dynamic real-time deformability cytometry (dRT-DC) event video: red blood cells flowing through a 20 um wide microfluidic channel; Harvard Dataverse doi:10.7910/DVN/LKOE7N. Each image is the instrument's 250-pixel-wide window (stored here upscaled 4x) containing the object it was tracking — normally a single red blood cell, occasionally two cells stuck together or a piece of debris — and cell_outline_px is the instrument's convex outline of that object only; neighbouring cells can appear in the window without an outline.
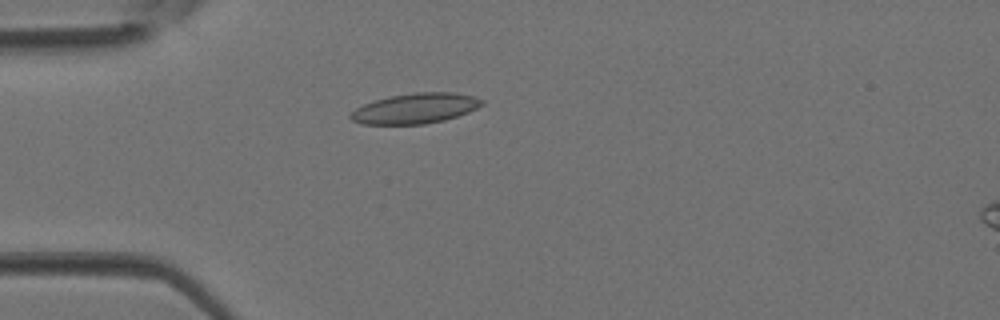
{"species": "Egyptian fruit bat (a non-hibernating species)", "species_latin": "Rousettus aegyptiacus", "temperature_condition": "room temperature", "stored_images_in_passage": 3, "camera_frame_rate_fps": 3000, "um_per_image_px": 0.085, "animal": {"sex": "female"}, "frame": {"image": 1, "passage_image": 3, "time_ms": 0.667, "image_size_px": [1000, 320], "cell_outline_px": [[484, 104], [468, 112], [444, 120], [424, 124], [364, 124], [352, 120], [348, 116], [356, 108], [364, 104], [376, 100], [392, 96], [416, 92], [456, 92], [472, 96], [484, 100]], "centroid_in_image_um": [35.32, 9.21], "position_along_channel_um": 49.7, "area_um2": 22.95}}